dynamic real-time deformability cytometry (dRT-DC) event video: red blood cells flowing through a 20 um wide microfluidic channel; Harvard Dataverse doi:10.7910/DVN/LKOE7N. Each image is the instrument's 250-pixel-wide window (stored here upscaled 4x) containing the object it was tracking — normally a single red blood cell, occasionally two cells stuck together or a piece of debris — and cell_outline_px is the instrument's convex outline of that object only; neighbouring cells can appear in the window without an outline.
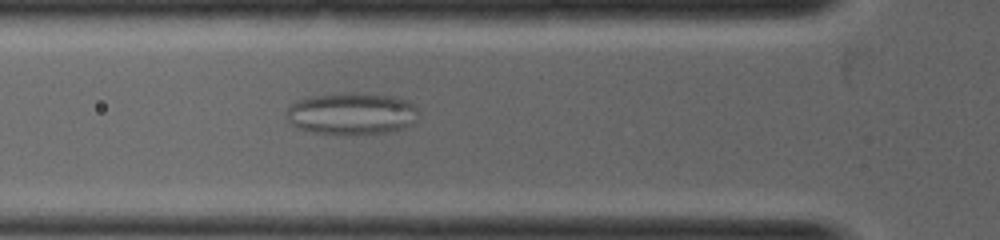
{"species": "common noctule bat (a hibernating species)", "species_latin": "Nyctalus noctula", "temperature_condition": "warm", "stored_images_in_passage": 36, "camera_frame_rate_fps": 5000, "um_per_image_px": 0.085, "animal": {"sex": "female", "body_mass_g": 19.0, "forearm_length_mm": 53.3}, "frame": {"image": 1, "passage_image": 7, "time_ms": 1.2, "image_size_px": [1000, 240], "cell_outline_px": [[420, 112], [416, 120], [412, 124], [404, 128], [392, 132], [316, 132], [296, 128], [284, 116], [288, 108], [292, 104], [300, 100], [316, 96], [392, 96], [408, 100]], "centroid_in_image_um": [29.93, 9.69], "position_along_channel_um": 95.9, "area_um2": 30.52}}
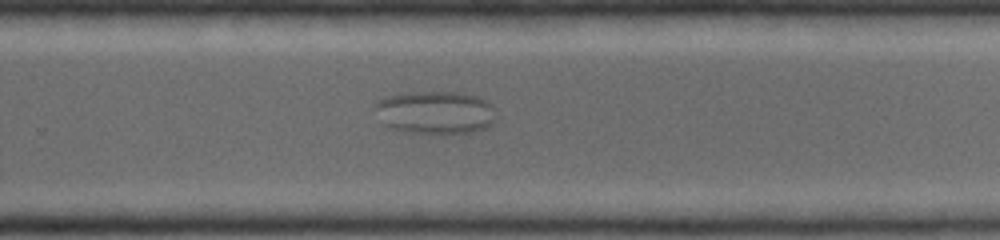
{"frame": {"image": 2, "passage_image": 20, "time_ms": 3.8, "image_size_px": [1000, 240], "cell_outline_px": [[496, 120], [492, 124], [484, 128], [472, 132], [408, 132], [388, 128], [384, 124], [376, 108], [376, 104], [380, 100], [388, 96], [416, 92], [456, 92], [476, 96], [492, 104], [496, 108]], "centroid_in_image_um": [37.07, 9.55], "position_along_channel_um": 292.7, "area_um2": 29.82}}
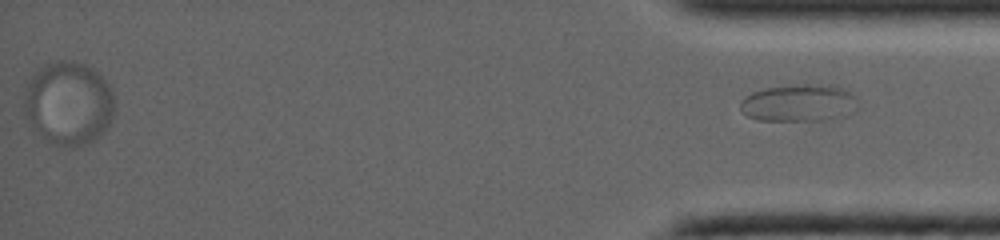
{"frame": {"image": 3, "passage_image": 36, "time_ms": 7.0, "image_size_px": [1000, 240], "cell_outline_px": [[860, 108], [856, 112], [848, 116], [828, 120], [756, 120], [748, 116], [740, 108], [740, 100], [744, 96], [752, 92], [764, 88], [800, 84], [808, 84], [840, 88], [848, 92], [860, 104]], "centroid_in_image_um": [67.93, 8.78], "position_along_channel_um": 367.3, "area_um2": 25.66}}